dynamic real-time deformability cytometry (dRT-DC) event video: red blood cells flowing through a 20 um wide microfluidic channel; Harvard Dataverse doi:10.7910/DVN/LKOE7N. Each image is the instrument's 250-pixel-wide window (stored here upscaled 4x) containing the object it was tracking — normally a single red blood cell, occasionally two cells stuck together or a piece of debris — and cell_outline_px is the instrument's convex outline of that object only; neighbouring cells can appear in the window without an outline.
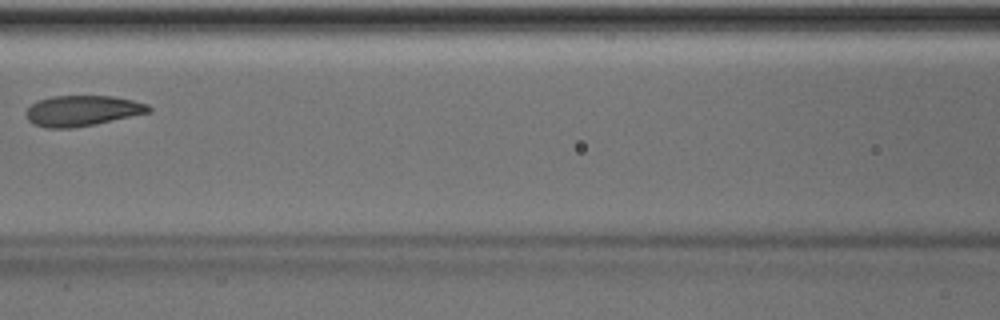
{"species": "Egyptian fruit bat (a non-hibernating species)", "species_latin": "Rousettus aegyptiacus", "temperature_condition": "room temperature", "stored_images_in_passage": 5, "camera_frame_rate_fps": 3000, "um_per_image_px": 0.085, "animal": {"sex": "male"}, "frame": {"image": 1, "passage_image": 3, "time_ms": 2.333, "image_size_px": [1000, 320], "cell_outline_px": [[152, 112], [72, 128], [48, 128], [32, 124], [28, 120], [24, 112], [32, 104], [40, 100], [52, 96], [112, 96], [132, 100], [148, 104], [152, 108]], "centroid_in_image_um": [6.98, 9.41], "position_along_channel_um": 159.6, "area_um2": 21.73}}